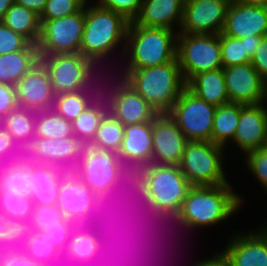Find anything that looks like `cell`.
Returning <instances> with one entry per match:
<instances>
[{
  "label": "cell",
  "instance_id": "7",
  "mask_svg": "<svg viewBox=\"0 0 267 266\" xmlns=\"http://www.w3.org/2000/svg\"><path fill=\"white\" fill-rule=\"evenodd\" d=\"M56 205L64 216L76 225H90L92 223L95 225L96 221L99 223L98 225H101L96 220L97 217L102 220L103 215H107L109 218L113 213L109 208L110 206L101 200L73 172H68L63 177ZM108 209L111 211L110 214L107 213Z\"/></svg>",
  "mask_w": 267,
  "mask_h": 266
},
{
  "label": "cell",
  "instance_id": "48",
  "mask_svg": "<svg viewBox=\"0 0 267 266\" xmlns=\"http://www.w3.org/2000/svg\"><path fill=\"white\" fill-rule=\"evenodd\" d=\"M18 107L15 86L0 83V122Z\"/></svg>",
  "mask_w": 267,
  "mask_h": 266
},
{
  "label": "cell",
  "instance_id": "20",
  "mask_svg": "<svg viewBox=\"0 0 267 266\" xmlns=\"http://www.w3.org/2000/svg\"><path fill=\"white\" fill-rule=\"evenodd\" d=\"M233 141L246 154L266 146L267 143V109L263 103L242 104L239 123Z\"/></svg>",
  "mask_w": 267,
  "mask_h": 266
},
{
  "label": "cell",
  "instance_id": "35",
  "mask_svg": "<svg viewBox=\"0 0 267 266\" xmlns=\"http://www.w3.org/2000/svg\"><path fill=\"white\" fill-rule=\"evenodd\" d=\"M72 122L67 121L53 109L36 112L35 138L60 139L72 137Z\"/></svg>",
  "mask_w": 267,
  "mask_h": 266
},
{
  "label": "cell",
  "instance_id": "49",
  "mask_svg": "<svg viewBox=\"0 0 267 266\" xmlns=\"http://www.w3.org/2000/svg\"><path fill=\"white\" fill-rule=\"evenodd\" d=\"M250 63L258 71L262 79L267 83V37L261 40Z\"/></svg>",
  "mask_w": 267,
  "mask_h": 266
},
{
  "label": "cell",
  "instance_id": "42",
  "mask_svg": "<svg viewBox=\"0 0 267 266\" xmlns=\"http://www.w3.org/2000/svg\"><path fill=\"white\" fill-rule=\"evenodd\" d=\"M76 226L74 222L66 219L61 220L59 225L47 226L46 229H42L40 232L43 233L61 253H64L70 241L72 231Z\"/></svg>",
  "mask_w": 267,
  "mask_h": 266
},
{
  "label": "cell",
  "instance_id": "24",
  "mask_svg": "<svg viewBox=\"0 0 267 266\" xmlns=\"http://www.w3.org/2000/svg\"><path fill=\"white\" fill-rule=\"evenodd\" d=\"M152 122L124 125V138L118 152L119 158L152 163Z\"/></svg>",
  "mask_w": 267,
  "mask_h": 266
},
{
  "label": "cell",
  "instance_id": "11",
  "mask_svg": "<svg viewBox=\"0 0 267 266\" xmlns=\"http://www.w3.org/2000/svg\"><path fill=\"white\" fill-rule=\"evenodd\" d=\"M216 108L186 87L168 114L188 141L211 142Z\"/></svg>",
  "mask_w": 267,
  "mask_h": 266
},
{
  "label": "cell",
  "instance_id": "21",
  "mask_svg": "<svg viewBox=\"0 0 267 266\" xmlns=\"http://www.w3.org/2000/svg\"><path fill=\"white\" fill-rule=\"evenodd\" d=\"M265 228L258 233L238 235L220 254L231 266H267V227Z\"/></svg>",
  "mask_w": 267,
  "mask_h": 266
},
{
  "label": "cell",
  "instance_id": "40",
  "mask_svg": "<svg viewBox=\"0 0 267 266\" xmlns=\"http://www.w3.org/2000/svg\"><path fill=\"white\" fill-rule=\"evenodd\" d=\"M66 219L56 204L34 206L32 219L27 228L34 231H41L42 229H46L47 226L59 225L61 220Z\"/></svg>",
  "mask_w": 267,
  "mask_h": 266
},
{
  "label": "cell",
  "instance_id": "6",
  "mask_svg": "<svg viewBox=\"0 0 267 266\" xmlns=\"http://www.w3.org/2000/svg\"><path fill=\"white\" fill-rule=\"evenodd\" d=\"M119 163L118 153L86 145L72 172L113 209V202L119 200L116 198Z\"/></svg>",
  "mask_w": 267,
  "mask_h": 266
},
{
  "label": "cell",
  "instance_id": "55",
  "mask_svg": "<svg viewBox=\"0 0 267 266\" xmlns=\"http://www.w3.org/2000/svg\"><path fill=\"white\" fill-rule=\"evenodd\" d=\"M15 3V0H0V21H2L6 11Z\"/></svg>",
  "mask_w": 267,
  "mask_h": 266
},
{
  "label": "cell",
  "instance_id": "54",
  "mask_svg": "<svg viewBox=\"0 0 267 266\" xmlns=\"http://www.w3.org/2000/svg\"><path fill=\"white\" fill-rule=\"evenodd\" d=\"M67 264V265H66ZM48 266H81L77 261L61 253L53 262Z\"/></svg>",
  "mask_w": 267,
  "mask_h": 266
},
{
  "label": "cell",
  "instance_id": "25",
  "mask_svg": "<svg viewBox=\"0 0 267 266\" xmlns=\"http://www.w3.org/2000/svg\"><path fill=\"white\" fill-rule=\"evenodd\" d=\"M93 226L92 224L77 225L72 231L67 249L64 252L81 266H93V264L96 266L99 264L100 245L98 236L100 235V230L96 228V225ZM92 228L95 229L93 230ZM95 230H99V232Z\"/></svg>",
  "mask_w": 267,
  "mask_h": 266
},
{
  "label": "cell",
  "instance_id": "29",
  "mask_svg": "<svg viewBox=\"0 0 267 266\" xmlns=\"http://www.w3.org/2000/svg\"><path fill=\"white\" fill-rule=\"evenodd\" d=\"M17 245L35 262L48 266L61 254L40 231L22 228L17 231Z\"/></svg>",
  "mask_w": 267,
  "mask_h": 266
},
{
  "label": "cell",
  "instance_id": "2",
  "mask_svg": "<svg viewBox=\"0 0 267 266\" xmlns=\"http://www.w3.org/2000/svg\"><path fill=\"white\" fill-rule=\"evenodd\" d=\"M241 199L229 183L218 186H192L174 220L188 228L210 226L226 220L239 209Z\"/></svg>",
  "mask_w": 267,
  "mask_h": 266
},
{
  "label": "cell",
  "instance_id": "41",
  "mask_svg": "<svg viewBox=\"0 0 267 266\" xmlns=\"http://www.w3.org/2000/svg\"><path fill=\"white\" fill-rule=\"evenodd\" d=\"M88 0H47L40 20H54L79 12Z\"/></svg>",
  "mask_w": 267,
  "mask_h": 266
},
{
  "label": "cell",
  "instance_id": "32",
  "mask_svg": "<svg viewBox=\"0 0 267 266\" xmlns=\"http://www.w3.org/2000/svg\"><path fill=\"white\" fill-rule=\"evenodd\" d=\"M34 204L30 196L0 190V212L16 231L27 228L33 215Z\"/></svg>",
  "mask_w": 267,
  "mask_h": 266
},
{
  "label": "cell",
  "instance_id": "1",
  "mask_svg": "<svg viewBox=\"0 0 267 266\" xmlns=\"http://www.w3.org/2000/svg\"><path fill=\"white\" fill-rule=\"evenodd\" d=\"M122 78L158 113H168L186 88L178 59L144 69H126Z\"/></svg>",
  "mask_w": 267,
  "mask_h": 266
},
{
  "label": "cell",
  "instance_id": "53",
  "mask_svg": "<svg viewBox=\"0 0 267 266\" xmlns=\"http://www.w3.org/2000/svg\"><path fill=\"white\" fill-rule=\"evenodd\" d=\"M194 266H231L227 260L218 253V255L214 256V258H210L209 260H205L202 262L196 263Z\"/></svg>",
  "mask_w": 267,
  "mask_h": 266
},
{
  "label": "cell",
  "instance_id": "18",
  "mask_svg": "<svg viewBox=\"0 0 267 266\" xmlns=\"http://www.w3.org/2000/svg\"><path fill=\"white\" fill-rule=\"evenodd\" d=\"M20 108L36 112L53 108L55 93L45 66L38 61L15 85Z\"/></svg>",
  "mask_w": 267,
  "mask_h": 266
},
{
  "label": "cell",
  "instance_id": "4",
  "mask_svg": "<svg viewBox=\"0 0 267 266\" xmlns=\"http://www.w3.org/2000/svg\"><path fill=\"white\" fill-rule=\"evenodd\" d=\"M87 8L79 53L96 64L119 42L126 40L130 21L122 14L102 8L98 4Z\"/></svg>",
  "mask_w": 267,
  "mask_h": 266
},
{
  "label": "cell",
  "instance_id": "44",
  "mask_svg": "<svg viewBox=\"0 0 267 266\" xmlns=\"http://www.w3.org/2000/svg\"><path fill=\"white\" fill-rule=\"evenodd\" d=\"M30 42L0 21V55L25 49Z\"/></svg>",
  "mask_w": 267,
  "mask_h": 266
},
{
  "label": "cell",
  "instance_id": "16",
  "mask_svg": "<svg viewBox=\"0 0 267 266\" xmlns=\"http://www.w3.org/2000/svg\"><path fill=\"white\" fill-rule=\"evenodd\" d=\"M226 91L230 103L259 104L267 96V83L251 63L224 67Z\"/></svg>",
  "mask_w": 267,
  "mask_h": 266
},
{
  "label": "cell",
  "instance_id": "5",
  "mask_svg": "<svg viewBox=\"0 0 267 266\" xmlns=\"http://www.w3.org/2000/svg\"><path fill=\"white\" fill-rule=\"evenodd\" d=\"M168 28L129 23L126 39L131 45L126 69H144L171 62L177 58V37ZM175 39V40H174Z\"/></svg>",
  "mask_w": 267,
  "mask_h": 266
},
{
  "label": "cell",
  "instance_id": "17",
  "mask_svg": "<svg viewBox=\"0 0 267 266\" xmlns=\"http://www.w3.org/2000/svg\"><path fill=\"white\" fill-rule=\"evenodd\" d=\"M107 96L108 112L123 125L152 122L158 112L124 80ZM110 97V98H109Z\"/></svg>",
  "mask_w": 267,
  "mask_h": 266
},
{
  "label": "cell",
  "instance_id": "26",
  "mask_svg": "<svg viewBox=\"0 0 267 266\" xmlns=\"http://www.w3.org/2000/svg\"><path fill=\"white\" fill-rule=\"evenodd\" d=\"M186 87L197 97L216 107L230 103L223 68L194 75L186 83Z\"/></svg>",
  "mask_w": 267,
  "mask_h": 266
},
{
  "label": "cell",
  "instance_id": "47",
  "mask_svg": "<svg viewBox=\"0 0 267 266\" xmlns=\"http://www.w3.org/2000/svg\"><path fill=\"white\" fill-rule=\"evenodd\" d=\"M246 157L251 172L267 188V147L250 151Z\"/></svg>",
  "mask_w": 267,
  "mask_h": 266
},
{
  "label": "cell",
  "instance_id": "13",
  "mask_svg": "<svg viewBox=\"0 0 267 266\" xmlns=\"http://www.w3.org/2000/svg\"><path fill=\"white\" fill-rule=\"evenodd\" d=\"M83 144L75 137L34 138L24 158L34 164L53 165L72 172L78 164Z\"/></svg>",
  "mask_w": 267,
  "mask_h": 266
},
{
  "label": "cell",
  "instance_id": "51",
  "mask_svg": "<svg viewBox=\"0 0 267 266\" xmlns=\"http://www.w3.org/2000/svg\"><path fill=\"white\" fill-rule=\"evenodd\" d=\"M46 1L47 0H15V3L33 10L40 16L44 11Z\"/></svg>",
  "mask_w": 267,
  "mask_h": 266
},
{
  "label": "cell",
  "instance_id": "12",
  "mask_svg": "<svg viewBox=\"0 0 267 266\" xmlns=\"http://www.w3.org/2000/svg\"><path fill=\"white\" fill-rule=\"evenodd\" d=\"M55 95L87 90L95 65L81 53L39 56Z\"/></svg>",
  "mask_w": 267,
  "mask_h": 266
},
{
  "label": "cell",
  "instance_id": "10",
  "mask_svg": "<svg viewBox=\"0 0 267 266\" xmlns=\"http://www.w3.org/2000/svg\"><path fill=\"white\" fill-rule=\"evenodd\" d=\"M41 31L37 42L39 56L73 54L80 52L85 8L54 20H40Z\"/></svg>",
  "mask_w": 267,
  "mask_h": 266
},
{
  "label": "cell",
  "instance_id": "36",
  "mask_svg": "<svg viewBox=\"0 0 267 266\" xmlns=\"http://www.w3.org/2000/svg\"><path fill=\"white\" fill-rule=\"evenodd\" d=\"M0 190L30 196L29 161H21L0 166Z\"/></svg>",
  "mask_w": 267,
  "mask_h": 266
},
{
  "label": "cell",
  "instance_id": "46",
  "mask_svg": "<svg viewBox=\"0 0 267 266\" xmlns=\"http://www.w3.org/2000/svg\"><path fill=\"white\" fill-rule=\"evenodd\" d=\"M0 266H43L31 259L18 245L0 250Z\"/></svg>",
  "mask_w": 267,
  "mask_h": 266
},
{
  "label": "cell",
  "instance_id": "57",
  "mask_svg": "<svg viewBox=\"0 0 267 266\" xmlns=\"http://www.w3.org/2000/svg\"><path fill=\"white\" fill-rule=\"evenodd\" d=\"M238 1H240L244 4L266 6L267 7V0H238Z\"/></svg>",
  "mask_w": 267,
  "mask_h": 266
},
{
  "label": "cell",
  "instance_id": "52",
  "mask_svg": "<svg viewBox=\"0 0 267 266\" xmlns=\"http://www.w3.org/2000/svg\"><path fill=\"white\" fill-rule=\"evenodd\" d=\"M263 38L264 37L257 36V35H254V36L251 35V36L245 37L246 52H247V56L250 59H252V57L254 56L255 51L259 47L261 40Z\"/></svg>",
  "mask_w": 267,
  "mask_h": 266
},
{
  "label": "cell",
  "instance_id": "28",
  "mask_svg": "<svg viewBox=\"0 0 267 266\" xmlns=\"http://www.w3.org/2000/svg\"><path fill=\"white\" fill-rule=\"evenodd\" d=\"M98 91L94 101L72 121L73 134L84 146L92 143L102 119L108 113V105L104 104L106 100L103 102L102 92Z\"/></svg>",
  "mask_w": 267,
  "mask_h": 266
},
{
  "label": "cell",
  "instance_id": "30",
  "mask_svg": "<svg viewBox=\"0 0 267 266\" xmlns=\"http://www.w3.org/2000/svg\"><path fill=\"white\" fill-rule=\"evenodd\" d=\"M35 121L36 111L18 107L1 121V125L25 153L35 138Z\"/></svg>",
  "mask_w": 267,
  "mask_h": 266
},
{
  "label": "cell",
  "instance_id": "22",
  "mask_svg": "<svg viewBox=\"0 0 267 266\" xmlns=\"http://www.w3.org/2000/svg\"><path fill=\"white\" fill-rule=\"evenodd\" d=\"M68 171L29 161L30 197L34 206L57 204L60 184Z\"/></svg>",
  "mask_w": 267,
  "mask_h": 266
},
{
  "label": "cell",
  "instance_id": "15",
  "mask_svg": "<svg viewBox=\"0 0 267 266\" xmlns=\"http://www.w3.org/2000/svg\"><path fill=\"white\" fill-rule=\"evenodd\" d=\"M152 135V163L179 166L188 140L168 113L154 117Z\"/></svg>",
  "mask_w": 267,
  "mask_h": 266
},
{
  "label": "cell",
  "instance_id": "34",
  "mask_svg": "<svg viewBox=\"0 0 267 266\" xmlns=\"http://www.w3.org/2000/svg\"><path fill=\"white\" fill-rule=\"evenodd\" d=\"M242 104L228 103L216 108L213 118L211 142L225 146L227 140H233L239 123Z\"/></svg>",
  "mask_w": 267,
  "mask_h": 266
},
{
  "label": "cell",
  "instance_id": "38",
  "mask_svg": "<svg viewBox=\"0 0 267 266\" xmlns=\"http://www.w3.org/2000/svg\"><path fill=\"white\" fill-rule=\"evenodd\" d=\"M86 91L87 90L56 95L52 109L67 121L72 122L92 102V99L88 98L89 95L86 94Z\"/></svg>",
  "mask_w": 267,
  "mask_h": 266
},
{
  "label": "cell",
  "instance_id": "8",
  "mask_svg": "<svg viewBox=\"0 0 267 266\" xmlns=\"http://www.w3.org/2000/svg\"><path fill=\"white\" fill-rule=\"evenodd\" d=\"M177 59L186 83L196 74L222 69L220 34L177 33Z\"/></svg>",
  "mask_w": 267,
  "mask_h": 266
},
{
  "label": "cell",
  "instance_id": "50",
  "mask_svg": "<svg viewBox=\"0 0 267 266\" xmlns=\"http://www.w3.org/2000/svg\"><path fill=\"white\" fill-rule=\"evenodd\" d=\"M17 243V231L0 212V250Z\"/></svg>",
  "mask_w": 267,
  "mask_h": 266
},
{
  "label": "cell",
  "instance_id": "45",
  "mask_svg": "<svg viewBox=\"0 0 267 266\" xmlns=\"http://www.w3.org/2000/svg\"><path fill=\"white\" fill-rule=\"evenodd\" d=\"M143 0H98L97 4L105 9L122 14L128 21H134L141 9Z\"/></svg>",
  "mask_w": 267,
  "mask_h": 266
},
{
  "label": "cell",
  "instance_id": "27",
  "mask_svg": "<svg viewBox=\"0 0 267 266\" xmlns=\"http://www.w3.org/2000/svg\"><path fill=\"white\" fill-rule=\"evenodd\" d=\"M39 61L37 44L25 49L0 55V83L16 85Z\"/></svg>",
  "mask_w": 267,
  "mask_h": 266
},
{
  "label": "cell",
  "instance_id": "19",
  "mask_svg": "<svg viewBox=\"0 0 267 266\" xmlns=\"http://www.w3.org/2000/svg\"><path fill=\"white\" fill-rule=\"evenodd\" d=\"M222 32L238 39L251 35L267 37V7L231 0Z\"/></svg>",
  "mask_w": 267,
  "mask_h": 266
},
{
  "label": "cell",
  "instance_id": "33",
  "mask_svg": "<svg viewBox=\"0 0 267 266\" xmlns=\"http://www.w3.org/2000/svg\"><path fill=\"white\" fill-rule=\"evenodd\" d=\"M2 22L15 33L24 36L30 43L37 44L41 21L40 16L33 10L14 3L6 11Z\"/></svg>",
  "mask_w": 267,
  "mask_h": 266
},
{
  "label": "cell",
  "instance_id": "56",
  "mask_svg": "<svg viewBox=\"0 0 267 266\" xmlns=\"http://www.w3.org/2000/svg\"><path fill=\"white\" fill-rule=\"evenodd\" d=\"M108 239L110 240L109 237H108ZM108 239H107V240H108ZM98 240H99V245H100V253H99V254H100V255H99L100 258L98 259V261H99V260L104 259V257L107 256V255L104 256L105 251L103 252V249L105 250V248H107L105 245L108 246L109 244L105 243L107 240L103 239V237L101 238V235H100V237L98 236ZM104 240H105V241H104ZM110 241H111V240H110ZM113 241H114V240H113ZM117 242H118V241H117ZM104 243H105V244H104ZM108 243H109V242H108ZM110 243H112V242H110ZM103 244H104V245H103ZM112 244H114V243H112ZM116 245H117V243H116ZM118 245H119V244H118ZM109 247H110V246H108V249H109ZM111 247H113V245H112ZM111 247H110V248H111ZM120 249H121V248H120ZM109 250H110V249H109ZM109 250H108V251H109ZM111 250H112V249H111ZM115 250H116V249H115ZM113 251H114V249H113ZM103 253H104V254H103ZM101 254H102V255H101ZM111 254H112V253H111ZM111 254H110V257H111ZM118 255H119V254H118ZM101 256H103V257H101ZM101 258H102V259H101Z\"/></svg>",
  "mask_w": 267,
  "mask_h": 266
},
{
  "label": "cell",
  "instance_id": "39",
  "mask_svg": "<svg viewBox=\"0 0 267 266\" xmlns=\"http://www.w3.org/2000/svg\"><path fill=\"white\" fill-rule=\"evenodd\" d=\"M220 45L223 68L250 63L251 59L247 56L245 38L238 39L221 32Z\"/></svg>",
  "mask_w": 267,
  "mask_h": 266
},
{
  "label": "cell",
  "instance_id": "37",
  "mask_svg": "<svg viewBox=\"0 0 267 266\" xmlns=\"http://www.w3.org/2000/svg\"><path fill=\"white\" fill-rule=\"evenodd\" d=\"M124 138V125L109 112L102 119L91 147L118 153Z\"/></svg>",
  "mask_w": 267,
  "mask_h": 266
},
{
  "label": "cell",
  "instance_id": "14",
  "mask_svg": "<svg viewBox=\"0 0 267 266\" xmlns=\"http://www.w3.org/2000/svg\"><path fill=\"white\" fill-rule=\"evenodd\" d=\"M231 0H185L181 33L220 34Z\"/></svg>",
  "mask_w": 267,
  "mask_h": 266
},
{
  "label": "cell",
  "instance_id": "3",
  "mask_svg": "<svg viewBox=\"0 0 267 266\" xmlns=\"http://www.w3.org/2000/svg\"><path fill=\"white\" fill-rule=\"evenodd\" d=\"M192 185L178 165L150 164L148 188L138 198L156 219H174Z\"/></svg>",
  "mask_w": 267,
  "mask_h": 266
},
{
  "label": "cell",
  "instance_id": "43",
  "mask_svg": "<svg viewBox=\"0 0 267 266\" xmlns=\"http://www.w3.org/2000/svg\"><path fill=\"white\" fill-rule=\"evenodd\" d=\"M24 152L18 147L12 136L0 124V164H12L21 161Z\"/></svg>",
  "mask_w": 267,
  "mask_h": 266
},
{
  "label": "cell",
  "instance_id": "31",
  "mask_svg": "<svg viewBox=\"0 0 267 266\" xmlns=\"http://www.w3.org/2000/svg\"><path fill=\"white\" fill-rule=\"evenodd\" d=\"M149 173L150 164L142 162L141 160L120 158L116 184L117 196L119 195L118 191L122 190L124 191L123 194H126L125 190L128 187L132 188L128 191V193L131 192V196H138L140 198L148 188ZM123 187H125V189H122ZM135 194L137 195L134 196Z\"/></svg>",
  "mask_w": 267,
  "mask_h": 266
},
{
  "label": "cell",
  "instance_id": "9",
  "mask_svg": "<svg viewBox=\"0 0 267 266\" xmlns=\"http://www.w3.org/2000/svg\"><path fill=\"white\" fill-rule=\"evenodd\" d=\"M223 147L213 142L186 143L179 167L192 186H218L228 183L221 164Z\"/></svg>",
  "mask_w": 267,
  "mask_h": 266
},
{
  "label": "cell",
  "instance_id": "23",
  "mask_svg": "<svg viewBox=\"0 0 267 266\" xmlns=\"http://www.w3.org/2000/svg\"><path fill=\"white\" fill-rule=\"evenodd\" d=\"M184 3L185 0H143L139 14L133 22L146 27L173 30L174 21L181 25Z\"/></svg>",
  "mask_w": 267,
  "mask_h": 266
}]
</instances>
